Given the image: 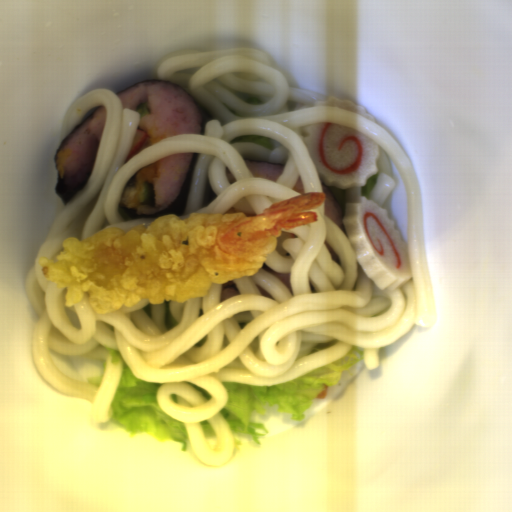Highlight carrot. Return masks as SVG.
Listing matches in <instances>:
<instances>
[{"label":"carrot","instance_id":"obj_1","mask_svg":"<svg viewBox=\"0 0 512 512\" xmlns=\"http://www.w3.org/2000/svg\"><path fill=\"white\" fill-rule=\"evenodd\" d=\"M156 168L157 163L156 161L144 166L143 168L139 169L140 176L146 180L147 182H151L156 175Z\"/></svg>","mask_w":512,"mask_h":512}]
</instances>
